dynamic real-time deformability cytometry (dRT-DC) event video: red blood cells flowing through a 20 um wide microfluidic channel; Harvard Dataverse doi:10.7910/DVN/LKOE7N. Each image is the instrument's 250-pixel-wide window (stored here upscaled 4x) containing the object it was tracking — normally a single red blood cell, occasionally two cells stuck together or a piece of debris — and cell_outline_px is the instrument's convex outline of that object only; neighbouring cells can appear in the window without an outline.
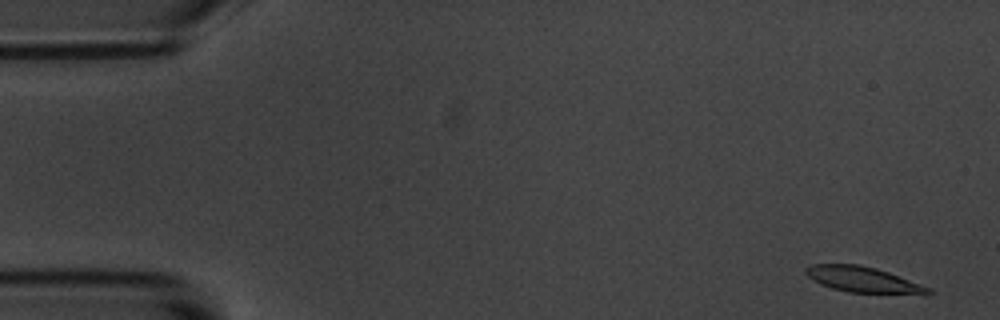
{"species": "common noctule bat (a hibernating species)", "species_latin": "Nyctalus noctula", "temperature_condition": "room temperature", "stored_images_in_passage": 5, "camera_frame_rate_fps": 3000, "um_per_image_px": 0.085, "animal": {"sex": "male", "body_mass_g": 20.1, "forearm_length_mm": 53.5}, "frame": {"image": 1, "passage_image": 1, "time_ms": 0.0, "image_size_px": [1000, 320], "cell_outline_px": [[932, 292], [928, 296], [848, 292], [832, 288], [820, 284], [812, 280], [804, 272], [804, 268], [812, 264], [860, 264], [876, 268], [888, 272], [932, 288]], "centroid_in_image_um": [73.44, 23.79], "position_along_channel_um": 11.6, "area_um2": 18.9}}
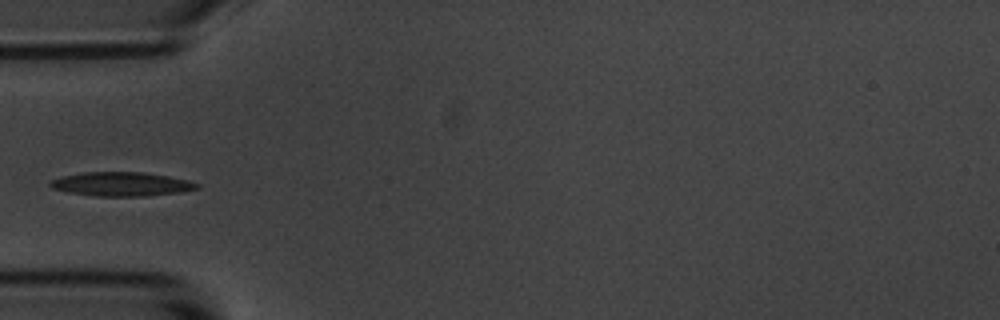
{"frame": {"image": 2, "passage_image": 5, "time_ms": 5.333, "image_size_px": [1000, 320], "cell_outline_px": [[200, 188], [180, 192], [148, 196], [96, 196], [68, 192], [52, 188], [48, 184], [52, 180], [64, 176], [84, 172], [144, 172], [168, 176], [188, 180], [200, 184]], "centroid_in_image_um": [10.36, 15.65], "position_along_channel_um": 74.6, "area_um2": 20.46}}